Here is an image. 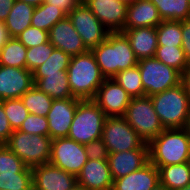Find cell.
Here are the masks:
<instances>
[{
	"mask_svg": "<svg viewBox=\"0 0 190 190\" xmlns=\"http://www.w3.org/2000/svg\"><path fill=\"white\" fill-rule=\"evenodd\" d=\"M113 78L132 98L145 96L138 65L120 71Z\"/></svg>",
	"mask_w": 190,
	"mask_h": 190,
	"instance_id": "31",
	"label": "cell"
},
{
	"mask_svg": "<svg viewBox=\"0 0 190 190\" xmlns=\"http://www.w3.org/2000/svg\"><path fill=\"white\" fill-rule=\"evenodd\" d=\"M154 57L181 73L189 66L182 47L158 45Z\"/></svg>",
	"mask_w": 190,
	"mask_h": 190,
	"instance_id": "33",
	"label": "cell"
},
{
	"mask_svg": "<svg viewBox=\"0 0 190 190\" xmlns=\"http://www.w3.org/2000/svg\"><path fill=\"white\" fill-rule=\"evenodd\" d=\"M15 0H0V21L4 22Z\"/></svg>",
	"mask_w": 190,
	"mask_h": 190,
	"instance_id": "44",
	"label": "cell"
},
{
	"mask_svg": "<svg viewBox=\"0 0 190 190\" xmlns=\"http://www.w3.org/2000/svg\"><path fill=\"white\" fill-rule=\"evenodd\" d=\"M152 190H167L161 183H159L156 187H154Z\"/></svg>",
	"mask_w": 190,
	"mask_h": 190,
	"instance_id": "50",
	"label": "cell"
},
{
	"mask_svg": "<svg viewBox=\"0 0 190 190\" xmlns=\"http://www.w3.org/2000/svg\"><path fill=\"white\" fill-rule=\"evenodd\" d=\"M158 9L162 20L182 21L190 18L189 0H150Z\"/></svg>",
	"mask_w": 190,
	"mask_h": 190,
	"instance_id": "26",
	"label": "cell"
},
{
	"mask_svg": "<svg viewBox=\"0 0 190 190\" xmlns=\"http://www.w3.org/2000/svg\"><path fill=\"white\" fill-rule=\"evenodd\" d=\"M122 33L129 40L138 61L155 56L158 47L156 27L125 29Z\"/></svg>",
	"mask_w": 190,
	"mask_h": 190,
	"instance_id": "22",
	"label": "cell"
},
{
	"mask_svg": "<svg viewBox=\"0 0 190 190\" xmlns=\"http://www.w3.org/2000/svg\"><path fill=\"white\" fill-rule=\"evenodd\" d=\"M67 16L88 50L97 47L110 33L84 2Z\"/></svg>",
	"mask_w": 190,
	"mask_h": 190,
	"instance_id": "10",
	"label": "cell"
},
{
	"mask_svg": "<svg viewBox=\"0 0 190 190\" xmlns=\"http://www.w3.org/2000/svg\"><path fill=\"white\" fill-rule=\"evenodd\" d=\"M67 76L72 95L81 100L93 99L106 79L91 50L71 57Z\"/></svg>",
	"mask_w": 190,
	"mask_h": 190,
	"instance_id": "3",
	"label": "cell"
},
{
	"mask_svg": "<svg viewBox=\"0 0 190 190\" xmlns=\"http://www.w3.org/2000/svg\"><path fill=\"white\" fill-rule=\"evenodd\" d=\"M27 48L16 38L11 37L0 50V65L26 68Z\"/></svg>",
	"mask_w": 190,
	"mask_h": 190,
	"instance_id": "28",
	"label": "cell"
},
{
	"mask_svg": "<svg viewBox=\"0 0 190 190\" xmlns=\"http://www.w3.org/2000/svg\"><path fill=\"white\" fill-rule=\"evenodd\" d=\"M87 158L91 160L108 161V151L101 138L84 145Z\"/></svg>",
	"mask_w": 190,
	"mask_h": 190,
	"instance_id": "40",
	"label": "cell"
},
{
	"mask_svg": "<svg viewBox=\"0 0 190 190\" xmlns=\"http://www.w3.org/2000/svg\"><path fill=\"white\" fill-rule=\"evenodd\" d=\"M19 1L25 2L34 7H38L39 5L45 2V0H19Z\"/></svg>",
	"mask_w": 190,
	"mask_h": 190,
	"instance_id": "47",
	"label": "cell"
},
{
	"mask_svg": "<svg viewBox=\"0 0 190 190\" xmlns=\"http://www.w3.org/2000/svg\"><path fill=\"white\" fill-rule=\"evenodd\" d=\"M79 98L53 99L47 114L49 136L53 139L67 137Z\"/></svg>",
	"mask_w": 190,
	"mask_h": 190,
	"instance_id": "13",
	"label": "cell"
},
{
	"mask_svg": "<svg viewBox=\"0 0 190 190\" xmlns=\"http://www.w3.org/2000/svg\"><path fill=\"white\" fill-rule=\"evenodd\" d=\"M138 68L146 96H153L181 84L182 73L155 57L138 61Z\"/></svg>",
	"mask_w": 190,
	"mask_h": 190,
	"instance_id": "8",
	"label": "cell"
},
{
	"mask_svg": "<svg viewBox=\"0 0 190 190\" xmlns=\"http://www.w3.org/2000/svg\"><path fill=\"white\" fill-rule=\"evenodd\" d=\"M0 102L3 104L4 112L6 113L12 130H19L23 121L29 115V111L24 106L21 98L4 99Z\"/></svg>",
	"mask_w": 190,
	"mask_h": 190,
	"instance_id": "35",
	"label": "cell"
},
{
	"mask_svg": "<svg viewBox=\"0 0 190 190\" xmlns=\"http://www.w3.org/2000/svg\"><path fill=\"white\" fill-rule=\"evenodd\" d=\"M85 190H112L113 178L108 161L88 159L76 177Z\"/></svg>",
	"mask_w": 190,
	"mask_h": 190,
	"instance_id": "18",
	"label": "cell"
},
{
	"mask_svg": "<svg viewBox=\"0 0 190 190\" xmlns=\"http://www.w3.org/2000/svg\"><path fill=\"white\" fill-rule=\"evenodd\" d=\"M182 49L190 65V18L181 21Z\"/></svg>",
	"mask_w": 190,
	"mask_h": 190,
	"instance_id": "42",
	"label": "cell"
},
{
	"mask_svg": "<svg viewBox=\"0 0 190 190\" xmlns=\"http://www.w3.org/2000/svg\"><path fill=\"white\" fill-rule=\"evenodd\" d=\"M131 96L114 78H106L92 99L107 117L124 116Z\"/></svg>",
	"mask_w": 190,
	"mask_h": 190,
	"instance_id": "12",
	"label": "cell"
},
{
	"mask_svg": "<svg viewBox=\"0 0 190 190\" xmlns=\"http://www.w3.org/2000/svg\"><path fill=\"white\" fill-rule=\"evenodd\" d=\"M106 118L92 99L80 100L67 137L82 145L97 140L101 138Z\"/></svg>",
	"mask_w": 190,
	"mask_h": 190,
	"instance_id": "5",
	"label": "cell"
},
{
	"mask_svg": "<svg viewBox=\"0 0 190 190\" xmlns=\"http://www.w3.org/2000/svg\"><path fill=\"white\" fill-rule=\"evenodd\" d=\"M12 132L13 130L4 112L3 104L0 102V144H5Z\"/></svg>",
	"mask_w": 190,
	"mask_h": 190,
	"instance_id": "41",
	"label": "cell"
},
{
	"mask_svg": "<svg viewBox=\"0 0 190 190\" xmlns=\"http://www.w3.org/2000/svg\"><path fill=\"white\" fill-rule=\"evenodd\" d=\"M34 85L52 99L76 98L72 95L68 82L67 70L45 74L41 79H33Z\"/></svg>",
	"mask_w": 190,
	"mask_h": 190,
	"instance_id": "23",
	"label": "cell"
},
{
	"mask_svg": "<svg viewBox=\"0 0 190 190\" xmlns=\"http://www.w3.org/2000/svg\"><path fill=\"white\" fill-rule=\"evenodd\" d=\"M149 161L162 166L190 162V137L184 128L164 129L148 143Z\"/></svg>",
	"mask_w": 190,
	"mask_h": 190,
	"instance_id": "2",
	"label": "cell"
},
{
	"mask_svg": "<svg viewBox=\"0 0 190 190\" xmlns=\"http://www.w3.org/2000/svg\"><path fill=\"white\" fill-rule=\"evenodd\" d=\"M49 42L71 57L88 51L68 16L58 21L50 29Z\"/></svg>",
	"mask_w": 190,
	"mask_h": 190,
	"instance_id": "17",
	"label": "cell"
},
{
	"mask_svg": "<svg viewBox=\"0 0 190 190\" xmlns=\"http://www.w3.org/2000/svg\"><path fill=\"white\" fill-rule=\"evenodd\" d=\"M160 183L167 190H178L190 184V162L159 168Z\"/></svg>",
	"mask_w": 190,
	"mask_h": 190,
	"instance_id": "25",
	"label": "cell"
},
{
	"mask_svg": "<svg viewBox=\"0 0 190 190\" xmlns=\"http://www.w3.org/2000/svg\"><path fill=\"white\" fill-rule=\"evenodd\" d=\"M31 169L33 190H68L77 183L75 175L50 163Z\"/></svg>",
	"mask_w": 190,
	"mask_h": 190,
	"instance_id": "14",
	"label": "cell"
},
{
	"mask_svg": "<svg viewBox=\"0 0 190 190\" xmlns=\"http://www.w3.org/2000/svg\"><path fill=\"white\" fill-rule=\"evenodd\" d=\"M66 16L67 14L62 9L55 8L53 5L44 2L38 7H35L31 26L49 32L58 21Z\"/></svg>",
	"mask_w": 190,
	"mask_h": 190,
	"instance_id": "27",
	"label": "cell"
},
{
	"mask_svg": "<svg viewBox=\"0 0 190 190\" xmlns=\"http://www.w3.org/2000/svg\"><path fill=\"white\" fill-rule=\"evenodd\" d=\"M71 56L61 49L54 48L49 58L33 72V79H41L45 74L59 73V70H67Z\"/></svg>",
	"mask_w": 190,
	"mask_h": 190,
	"instance_id": "30",
	"label": "cell"
},
{
	"mask_svg": "<svg viewBox=\"0 0 190 190\" xmlns=\"http://www.w3.org/2000/svg\"><path fill=\"white\" fill-rule=\"evenodd\" d=\"M121 1L125 2L126 4H130L138 0H121Z\"/></svg>",
	"mask_w": 190,
	"mask_h": 190,
	"instance_id": "51",
	"label": "cell"
},
{
	"mask_svg": "<svg viewBox=\"0 0 190 190\" xmlns=\"http://www.w3.org/2000/svg\"><path fill=\"white\" fill-rule=\"evenodd\" d=\"M93 14L110 32H122L128 4L121 0H84Z\"/></svg>",
	"mask_w": 190,
	"mask_h": 190,
	"instance_id": "16",
	"label": "cell"
},
{
	"mask_svg": "<svg viewBox=\"0 0 190 190\" xmlns=\"http://www.w3.org/2000/svg\"><path fill=\"white\" fill-rule=\"evenodd\" d=\"M148 161V148H137L108 154V163L113 180L137 171Z\"/></svg>",
	"mask_w": 190,
	"mask_h": 190,
	"instance_id": "19",
	"label": "cell"
},
{
	"mask_svg": "<svg viewBox=\"0 0 190 190\" xmlns=\"http://www.w3.org/2000/svg\"><path fill=\"white\" fill-rule=\"evenodd\" d=\"M91 51L105 78H113L120 71L138 64L130 42L122 32H110L107 38Z\"/></svg>",
	"mask_w": 190,
	"mask_h": 190,
	"instance_id": "1",
	"label": "cell"
},
{
	"mask_svg": "<svg viewBox=\"0 0 190 190\" xmlns=\"http://www.w3.org/2000/svg\"><path fill=\"white\" fill-rule=\"evenodd\" d=\"M123 117L147 144L165 129L150 96L131 98Z\"/></svg>",
	"mask_w": 190,
	"mask_h": 190,
	"instance_id": "7",
	"label": "cell"
},
{
	"mask_svg": "<svg viewBox=\"0 0 190 190\" xmlns=\"http://www.w3.org/2000/svg\"><path fill=\"white\" fill-rule=\"evenodd\" d=\"M84 0H45L46 4H51L55 8L62 9L67 15Z\"/></svg>",
	"mask_w": 190,
	"mask_h": 190,
	"instance_id": "43",
	"label": "cell"
},
{
	"mask_svg": "<svg viewBox=\"0 0 190 190\" xmlns=\"http://www.w3.org/2000/svg\"><path fill=\"white\" fill-rule=\"evenodd\" d=\"M184 129L186 130L188 136L190 137V113H189V116L187 118V122H186Z\"/></svg>",
	"mask_w": 190,
	"mask_h": 190,
	"instance_id": "48",
	"label": "cell"
},
{
	"mask_svg": "<svg viewBox=\"0 0 190 190\" xmlns=\"http://www.w3.org/2000/svg\"><path fill=\"white\" fill-rule=\"evenodd\" d=\"M54 48L49 41L35 47L27 48L26 69L33 72L49 58Z\"/></svg>",
	"mask_w": 190,
	"mask_h": 190,
	"instance_id": "36",
	"label": "cell"
},
{
	"mask_svg": "<svg viewBox=\"0 0 190 190\" xmlns=\"http://www.w3.org/2000/svg\"><path fill=\"white\" fill-rule=\"evenodd\" d=\"M108 153L148 148V144L128 124L123 116L107 117L101 135Z\"/></svg>",
	"mask_w": 190,
	"mask_h": 190,
	"instance_id": "9",
	"label": "cell"
},
{
	"mask_svg": "<svg viewBox=\"0 0 190 190\" xmlns=\"http://www.w3.org/2000/svg\"><path fill=\"white\" fill-rule=\"evenodd\" d=\"M178 190H190V184L187 185L186 187L182 188V189H178Z\"/></svg>",
	"mask_w": 190,
	"mask_h": 190,
	"instance_id": "52",
	"label": "cell"
},
{
	"mask_svg": "<svg viewBox=\"0 0 190 190\" xmlns=\"http://www.w3.org/2000/svg\"><path fill=\"white\" fill-rule=\"evenodd\" d=\"M181 83L183 84L185 91L190 99V65L182 73Z\"/></svg>",
	"mask_w": 190,
	"mask_h": 190,
	"instance_id": "45",
	"label": "cell"
},
{
	"mask_svg": "<svg viewBox=\"0 0 190 190\" xmlns=\"http://www.w3.org/2000/svg\"><path fill=\"white\" fill-rule=\"evenodd\" d=\"M87 160L84 145L68 137L52 140L50 164L77 177Z\"/></svg>",
	"mask_w": 190,
	"mask_h": 190,
	"instance_id": "11",
	"label": "cell"
},
{
	"mask_svg": "<svg viewBox=\"0 0 190 190\" xmlns=\"http://www.w3.org/2000/svg\"><path fill=\"white\" fill-rule=\"evenodd\" d=\"M10 38L4 22L0 21V50Z\"/></svg>",
	"mask_w": 190,
	"mask_h": 190,
	"instance_id": "46",
	"label": "cell"
},
{
	"mask_svg": "<svg viewBox=\"0 0 190 190\" xmlns=\"http://www.w3.org/2000/svg\"><path fill=\"white\" fill-rule=\"evenodd\" d=\"M159 183V169L148 161L137 171L114 179L112 190H152Z\"/></svg>",
	"mask_w": 190,
	"mask_h": 190,
	"instance_id": "20",
	"label": "cell"
},
{
	"mask_svg": "<svg viewBox=\"0 0 190 190\" xmlns=\"http://www.w3.org/2000/svg\"><path fill=\"white\" fill-rule=\"evenodd\" d=\"M29 114L46 117L53 103V99L35 85L21 97Z\"/></svg>",
	"mask_w": 190,
	"mask_h": 190,
	"instance_id": "29",
	"label": "cell"
},
{
	"mask_svg": "<svg viewBox=\"0 0 190 190\" xmlns=\"http://www.w3.org/2000/svg\"><path fill=\"white\" fill-rule=\"evenodd\" d=\"M35 7L25 2L15 0L4 24L10 37H16L27 27L31 26Z\"/></svg>",
	"mask_w": 190,
	"mask_h": 190,
	"instance_id": "24",
	"label": "cell"
},
{
	"mask_svg": "<svg viewBox=\"0 0 190 190\" xmlns=\"http://www.w3.org/2000/svg\"><path fill=\"white\" fill-rule=\"evenodd\" d=\"M151 101L165 129L185 127L190 99L182 83L151 96Z\"/></svg>",
	"mask_w": 190,
	"mask_h": 190,
	"instance_id": "4",
	"label": "cell"
},
{
	"mask_svg": "<svg viewBox=\"0 0 190 190\" xmlns=\"http://www.w3.org/2000/svg\"><path fill=\"white\" fill-rule=\"evenodd\" d=\"M32 188V169L30 167L26 166L17 174H0V190H31Z\"/></svg>",
	"mask_w": 190,
	"mask_h": 190,
	"instance_id": "34",
	"label": "cell"
},
{
	"mask_svg": "<svg viewBox=\"0 0 190 190\" xmlns=\"http://www.w3.org/2000/svg\"><path fill=\"white\" fill-rule=\"evenodd\" d=\"M16 38L26 47H35L49 41V32L42 29L29 26Z\"/></svg>",
	"mask_w": 190,
	"mask_h": 190,
	"instance_id": "38",
	"label": "cell"
},
{
	"mask_svg": "<svg viewBox=\"0 0 190 190\" xmlns=\"http://www.w3.org/2000/svg\"><path fill=\"white\" fill-rule=\"evenodd\" d=\"M68 190H85L79 183H76L74 186H72Z\"/></svg>",
	"mask_w": 190,
	"mask_h": 190,
	"instance_id": "49",
	"label": "cell"
},
{
	"mask_svg": "<svg viewBox=\"0 0 190 190\" xmlns=\"http://www.w3.org/2000/svg\"><path fill=\"white\" fill-rule=\"evenodd\" d=\"M26 165L5 144H0V174L20 173Z\"/></svg>",
	"mask_w": 190,
	"mask_h": 190,
	"instance_id": "37",
	"label": "cell"
},
{
	"mask_svg": "<svg viewBox=\"0 0 190 190\" xmlns=\"http://www.w3.org/2000/svg\"><path fill=\"white\" fill-rule=\"evenodd\" d=\"M33 86V75L30 70L0 65V101L20 98Z\"/></svg>",
	"mask_w": 190,
	"mask_h": 190,
	"instance_id": "15",
	"label": "cell"
},
{
	"mask_svg": "<svg viewBox=\"0 0 190 190\" xmlns=\"http://www.w3.org/2000/svg\"><path fill=\"white\" fill-rule=\"evenodd\" d=\"M19 130L34 135L49 136L47 117L29 114Z\"/></svg>",
	"mask_w": 190,
	"mask_h": 190,
	"instance_id": "39",
	"label": "cell"
},
{
	"mask_svg": "<svg viewBox=\"0 0 190 190\" xmlns=\"http://www.w3.org/2000/svg\"><path fill=\"white\" fill-rule=\"evenodd\" d=\"M157 42L163 46H182L181 21L163 20L157 27Z\"/></svg>",
	"mask_w": 190,
	"mask_h": 190,
	"instance_id": "32",
	"label": "cell"
},
{
	"mask_svg": "<svg viewBox=\"0 0 190 190\" xmlns=\"http://www.w3.org/2000/svg\"><path fill=\"white\" fill-rule=\"evenodd\" d=\"M5 145L30 168L49 163L52 138L20 130L12 132Z\"/></svg>",
	"mask_w": 190,
	"mask_h": 190,
	"instance_id": "6",
	"label": "cell"
},
{
	"mask_svg": "<svg viewBox=\"0 0 190 190\" xmlns=\"http://www.w3.org/2000/svg\"><path fill=\"white\" fill-rule=\"evenodd\" d=\"M162 21L157 7L150 0H138L128 4L123 30L157 27Z\"/></svg>",
	"mask_w": 190,
	"mask_h": 190,
	"instance_id": "21",
	"label": "cell"
}]
</instances>
